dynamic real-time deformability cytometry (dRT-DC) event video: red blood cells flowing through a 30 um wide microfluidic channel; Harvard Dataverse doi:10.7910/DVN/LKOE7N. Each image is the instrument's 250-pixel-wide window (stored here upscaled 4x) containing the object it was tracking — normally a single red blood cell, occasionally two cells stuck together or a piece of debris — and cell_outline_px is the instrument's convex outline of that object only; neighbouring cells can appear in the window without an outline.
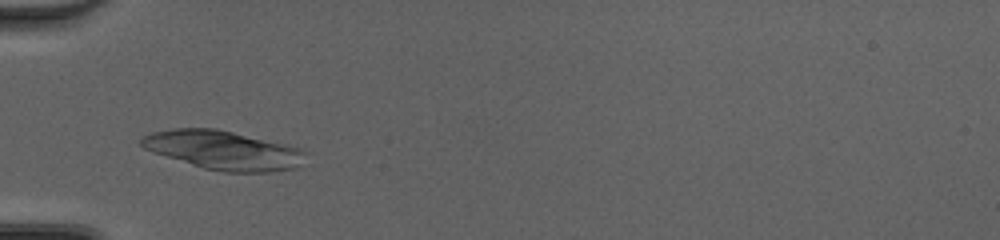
{"species": "common noctule bat (a hibernating species)", "species_latin": "Nyctalus noctula", "temperature_condition": "cold", "stored_images_in_passage": 40, "camera_frame_rate_fps": 3000, "um_per_image_px": 0.085, "animal": {"sex": "female", "body_mass_g": 20.0, "forearm_length_mm": 54.0}, "frame": {"image": 1, "passage_image": 9, "time_ms": 2.667, "image_size_px": [1000, 240], "cell_outline_px": [[308, 152], [300, 164], [296, 168], [268, 172], [224, 172], [204, 168], [144, 148], [140, 144], [140, 140], [144, 136], [152, 132], [172, 128], [216, 128], [288, 144], [300, 148]], "centroid_in_image_um": [19.04, 12.75], "position_along_channel_um": 66.0, "area_um2": 36.99}}
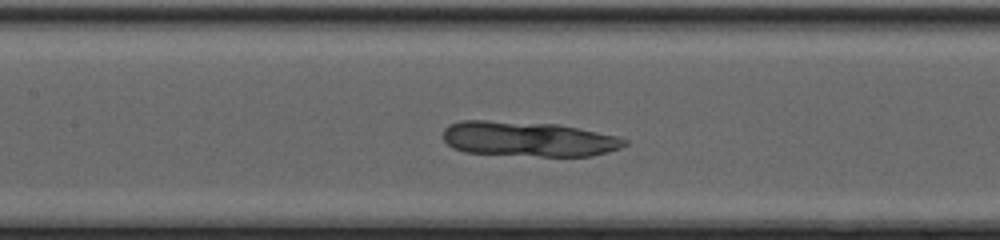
{"frame": {"image": 2, "passage_image": 16, "time_ms": 5.0, "image_size_px": [1000, 240], "cell_outline_px": [[628, 144], [620, 148], [608, 152], [592, 156], [540, 156], [464, 152], [452, 148], [444, 140], [444, 128], [448, 124], [460, 120], [484, 120], [560, 124], [620, 136], [628, 140]], "centroid_in_image_um": [44.94, 11.81], "position_along_channel_um": 162.5, "area_um2": 37.4}}
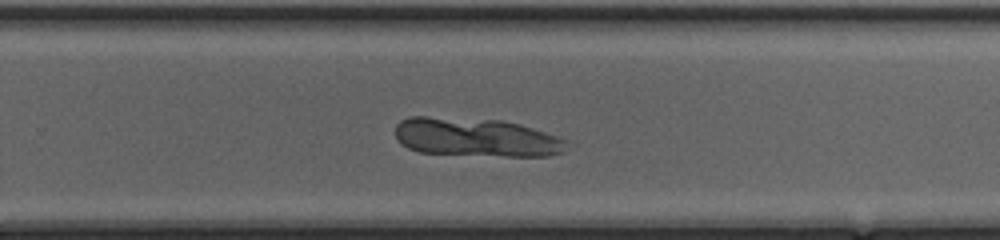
{"frame": {"image": 3, "passage_image": 25, "time_ms": 8.0, "image_size_px": [1000, 240], "cell_outline_px": [[568, 140], [560, 152], [548, 156], [508, 156], [420, 152], [408, 148], [400, 144], [396, 140], [396, 124], [400, 120], [408, 116], [428, 116], [500, 120], [520, 124], [560, 136]], "centroid_in_image_um": [40.42, 11.66], "position_along_channel_um": 289.4, "area_um2": 38.67}}